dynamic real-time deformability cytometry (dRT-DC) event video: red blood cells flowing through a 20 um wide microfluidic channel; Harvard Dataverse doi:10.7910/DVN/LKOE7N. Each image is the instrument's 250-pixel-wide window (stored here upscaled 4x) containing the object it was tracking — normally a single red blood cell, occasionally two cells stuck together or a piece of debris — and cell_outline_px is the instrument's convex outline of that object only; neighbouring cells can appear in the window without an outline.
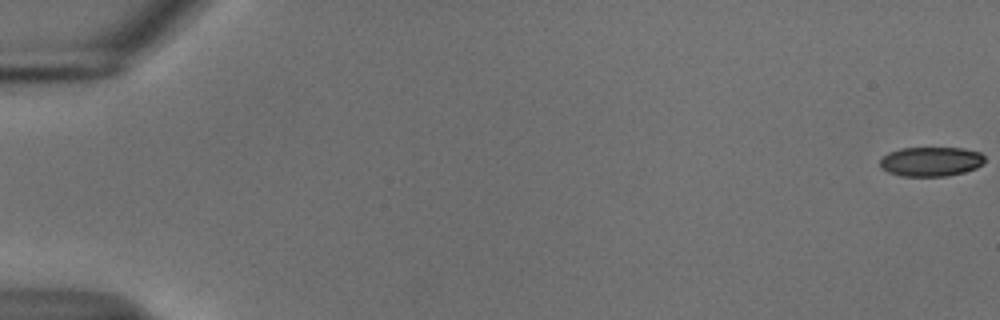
{"species": "common noctule bat (a hibernating species)", "species_latin": "Nyctalus noctula", "temperature_condition": "cold", "stored_images_in_passage": 18, "camera_frame_rate_fps": 3000, "um_per_image_px": 0.085, "animal": {"sex": "male", "body_mass_g": 18.8}, "frame": {"image": 1, "passage_image": 1, "time_ms": 0.0, "image_size_px": [1000, 320], "cell_outline_px": [[984, 164], [976, 168], [964, 172], [948, 176], [900, 176], [888, 172], [880, 168], [880, 160], [888, 152], [900, 148], [964, 148], [980, 152], [984, 156]], "centroid_in_image_um": [79.13, 13.73], "position_along_channel_um": 5.9, "area_um2": 18.15}}
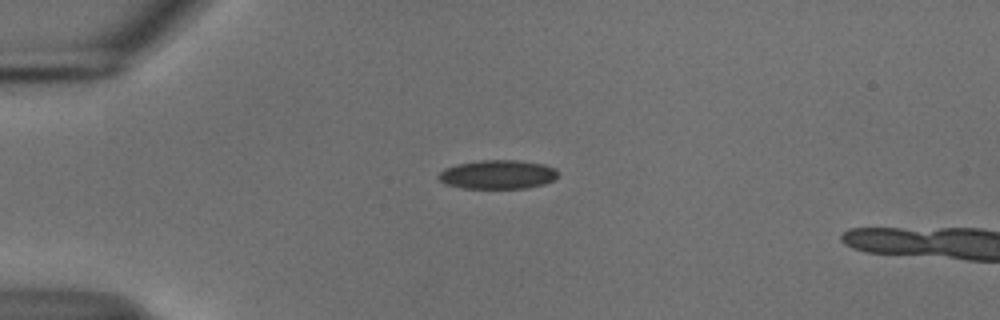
{"frame": {"image": 2, "passage_image": 15, "time_ms": 4.667, "image_size_px": [1000, 320], "cell_outline_px": [[560, 172], [552, 180], [544, 184], [524, 188], [464, 188], [444, 184], [436, 176], [444, 168], [456, 164], [480, 160], [516, 160], [544, 164], [556, 168]], "centroid_in_image_um": [42.29, 14.82], "position_along_channel_um": 42.7, "area_um2": 20.23}}